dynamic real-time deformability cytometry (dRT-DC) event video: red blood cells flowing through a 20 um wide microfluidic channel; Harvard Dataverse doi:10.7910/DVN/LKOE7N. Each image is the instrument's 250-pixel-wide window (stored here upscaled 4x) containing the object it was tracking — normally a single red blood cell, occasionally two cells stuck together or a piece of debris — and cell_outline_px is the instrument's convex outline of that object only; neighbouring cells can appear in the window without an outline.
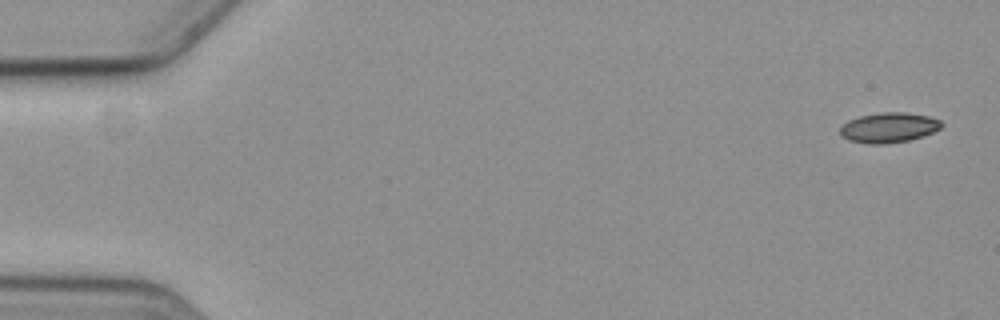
{"species": "common noctule bat (a hibernating species)", "species_latin": "Nyctalus noctula", "temperature_condition": "cold", "stored_images_in_passage": 7, "camera_frame_rate_fps": 3000, "um_per_image_px": 0.085, "animal": {"sex": "female", "body_mass_g": 19.3, "forearm_length_mm": 54.1}, "frame": {"image": 1, "passage_image": 1, "time_ms": 0.0, "image_size_px": [1000, 320], "cell_outline_px": [[944, 124], [940, 128], [924, 136], [908, 140], [884, 144], [868, 144], [848, 140], [840, 136], [840, 128], [848, 120], [860, 116], [880, 112], [904, 112], [928, 116], [940, 120]], "centroid_in_image_um": [75.53, 10.85], "position_along_channel_um": 9.5, "area_um2": 17.8}}
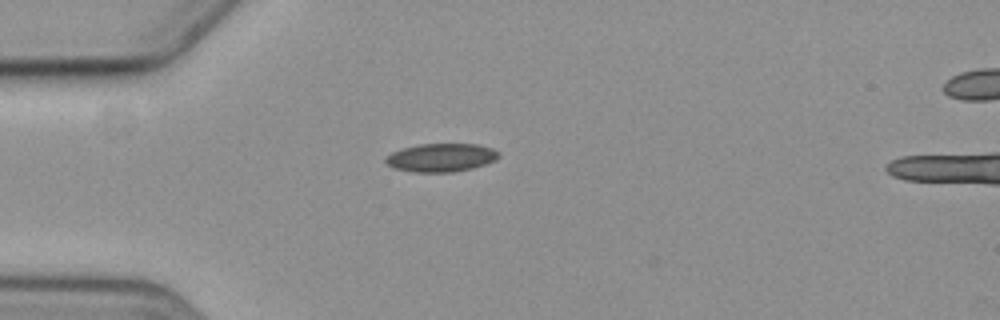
{"frame": {"image": 2, "passage_image": 5, "time_ms": 4.667, "image_size_px": [1000, 320], "cell_outline_px": [[500, 156], [496, 160], [472, 168], [452, 172], [412, 172], [396, 168], [388, 164], [384, 160], [392, 152], [404, 148], [420, 144], [476, 144], [492, 148], [500, 152]], "centroid_in_image_um": [37.53, 13.39], "position_along_channel_um": 47.5, "area_um2": 18.5}}
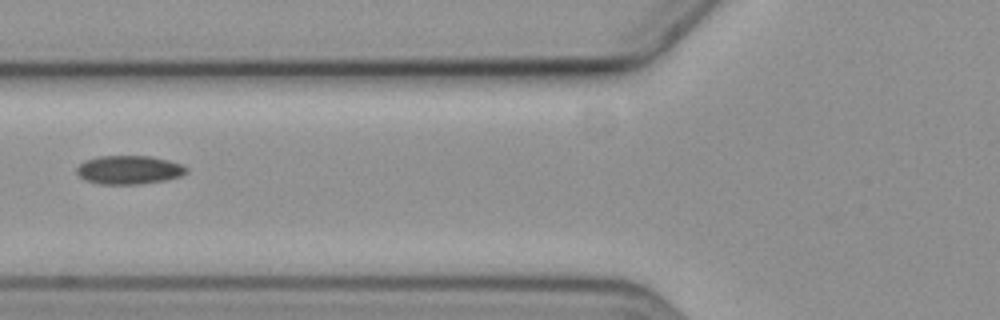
{"frame": {"image": 3, "passage_image": 7, "time_ms": 7.0, "image_size_px": [1000, 320], "cell_outline_px": [[188, 172], [180, 176], [164, 180], [140, 184], [100, 184], [84, 180], [76, 172], [76, 168], [84, 160], [96, 156], [152, 156], [184, 164], [188, 168]], "centroid_in_image_um": [10.97, 14.43], "position_along_channel_um": 114.8, "area_um2": 18.5}}